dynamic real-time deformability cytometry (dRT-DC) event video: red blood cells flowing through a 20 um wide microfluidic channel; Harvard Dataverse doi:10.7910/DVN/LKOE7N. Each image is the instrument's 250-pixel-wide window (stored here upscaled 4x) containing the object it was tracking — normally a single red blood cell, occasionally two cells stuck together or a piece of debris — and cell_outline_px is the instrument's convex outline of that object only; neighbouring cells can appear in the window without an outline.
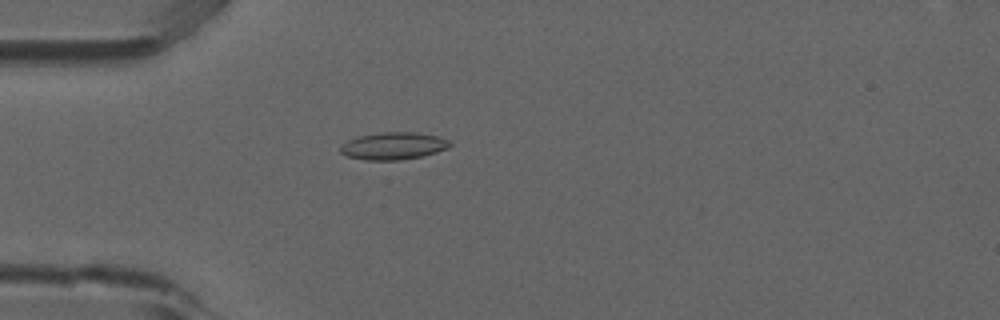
{"species": "common noctule bat (a hibernating species)", "species_latin": "Nyctalus noctula", "temperature_condition": "room temperature", "stored_images_in_passage": 3, "camera_frame_rate_fps": 3000, "um_per_image_px": 0.085, "animal": {"sex": "male", "forearm_length_mm": 52.5}, "frame": {"image": 1, "passage_image": 3, "time_ms": 0.667, "image_size_px": [1000, 320], "cell_outline_px": [[452, 144], [448, 148], [424, 156], [400, 160], [364, 160], [344, 156], [340, 152], [340, 144], [356, 136], [380, 132], [416, 132], [440, 136], [448, 140]], "centroid_in_image_um": [33.41, 12.4], "position_along_channel_um": 51.6, "area_um2": 17.8}}